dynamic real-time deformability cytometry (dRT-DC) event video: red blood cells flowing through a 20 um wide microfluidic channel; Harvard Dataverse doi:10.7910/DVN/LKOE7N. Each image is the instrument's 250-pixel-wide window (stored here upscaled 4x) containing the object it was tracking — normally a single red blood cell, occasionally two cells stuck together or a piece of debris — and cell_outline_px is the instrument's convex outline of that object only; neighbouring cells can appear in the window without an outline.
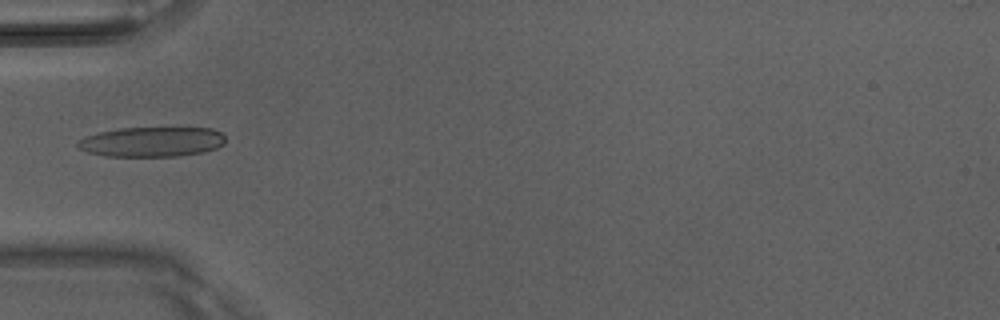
{"species": "Egyptian fruit bat (a non-hibernating species)", "species_latin": "Rousettus aegyptiacus", "temperature_condition": "room temperature", "stored_images_in_passage": 34, "camera_frame_rate_fps": 3000, "um_per_image_px": 0.085, "animal": {"sex": "male"}, "frame": {"image": 1, "passage_image": 1, "time_ms": 0.0, "image_size_px": [1000, 320], "cell_outline_px": [[224, 144], [216, 148], [204, 152], [176, 156], [108, 156], [88, 152], [80, 148], [76, 144], [80, 140], [88, 136], [100, 132], [120, 128], [212, 128], [220, 132], [224, 136]], "centroid_in_image_um": [12.95, 12.05], "position_along_channel_um": 72.1, "area_um2": 25.43}}
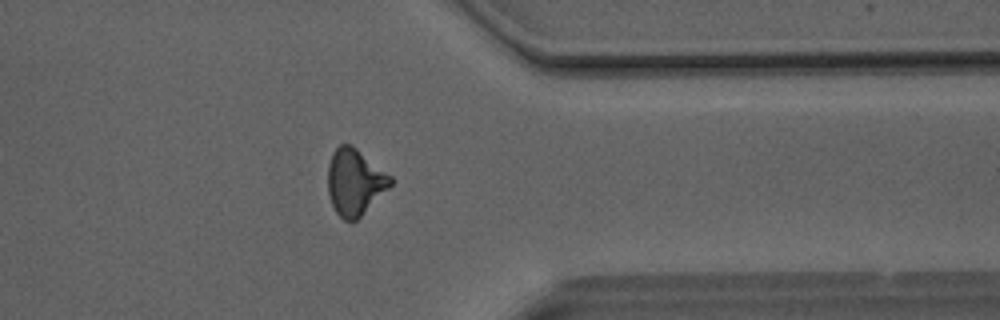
{"frame": {"image": 2, "passage_image": 24, "time_ms": 7.667, "image_size_px": [1000, 320], "cell_outline_px": [[392, 184], [356, 220], [344, 220], [336, 212], [332, 204], [328, 192], [328, 164], [332, 152], [340, 144], [352, 144], [392, 176]], "centroid_in_image_um": [30.14, 15.43], "position_along_channel_um": 381.3, "area_um2": 23.99}}
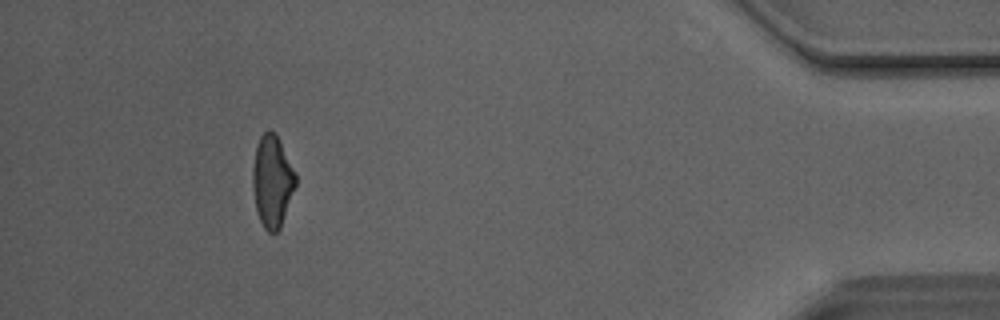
{"frame": {"image": 3, "passage_image": 30, "time_ms": 9.667, "image_size_px": [1000, 320], "cell_outline_px": [[296, 184], [280, 228], [276, 232], [268, 232], [264, 228], [256, 212], [252, 188], [252, 168], [256, 144], [260, 136], [268, 128], [276, 132], [296, 172]], "centroid_in_image_um": [23.12, 15.35], "position_along_channel_um": 412.1, "area_um2": 23.35}, "authors_computed_cell_mechanics": {"area_um2": 23.7558, "velocity_mm_per_s": 4.1433, "shape_relaxation_time_tau1_ms": 7.2983, "shape_relaxation_time_tau2_ms": 2.241, "deformation_change_tau1": 0.2072, "deformation_change_tau2": 0.114}}